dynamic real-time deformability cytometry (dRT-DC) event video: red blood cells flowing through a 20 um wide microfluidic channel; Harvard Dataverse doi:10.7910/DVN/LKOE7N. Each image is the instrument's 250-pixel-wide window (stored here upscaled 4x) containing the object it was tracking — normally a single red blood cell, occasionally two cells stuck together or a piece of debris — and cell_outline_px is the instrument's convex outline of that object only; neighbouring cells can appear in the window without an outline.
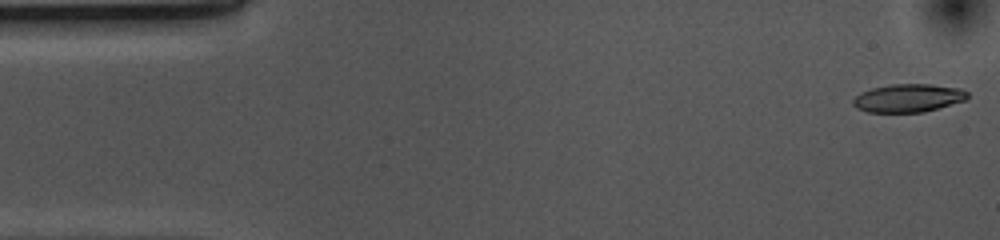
{"species": "common noctule bat (a hibernating species)", "species_latin": "Nyctalus noctula", "temperature_condition": "cold", "stored_images_in_passage": 53, "camera_frame_rate_fps": 3000, "um_per_image_px": 0.085, "animal": {"sex": "female", "body_mass_g": 10.0, "forearm_length_mm": 53.1}, "frame": {"image": 1, "passage_image": 1, "time_ms": 0.0, "image_size_px": [1000, 240], "cell_outline_px": [[968, 96], [964, 100], [924, 112], [868, 112], [856, 108], [852, 104], [852, 100], [860, 92], [872, 88], [892, 84], [928, 84], [960, 88], [968, 92]], "centroid_in_image_um": [77.16, 8.33], "position_along_channel_um": 7.8, "area_um2": 18.67}}
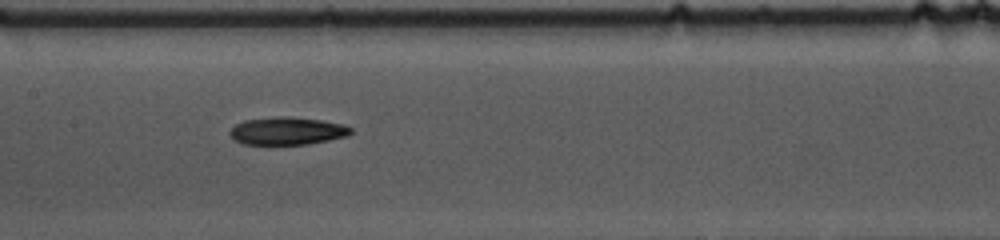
{"frame": {"image": 2, "passage_image": 24, "time_ms": 7.667, "image_size_px": [1000, 240], "cell_outline_px": [[352, 132], [348, 136], [308, 144], [244, 144], [232, 140], [228, 132], [236, 124], [244, 120], [320, 120], [344, 124], [352, 128]], "centroid_in_image_um": [24.42, 11.2], "position_along_channel_um": 183.0, "area_um2": 18.38}}
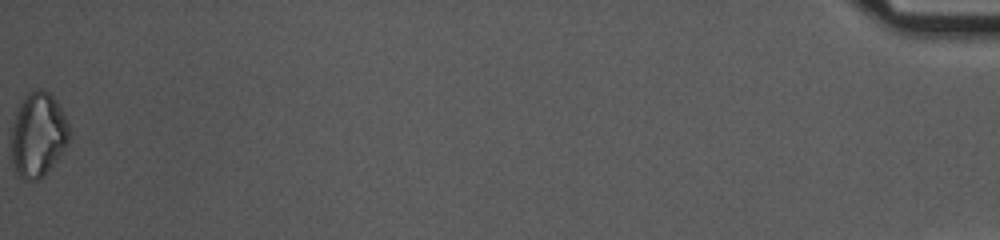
{"frame": {"image": 3, "passage_image": 53, "time_ms": 17.333, "image_size_px": [1000, 240], "cell_outline_px": [[72, 132], [68, 144], [44, 176], [36, 180], [24, 180], [16, 172], [12, 164], [12, 124], [16, 108], [20, 100], [32, 88], [40, 88], [48, 92], [56, 100]], "centroid_in_image_um": [3.23, 11.42], "position_along_channel_um": 432.0, "area_um2": 28.9}, "authors_computed_cell_mechanics": {"area_um2": 19.5364, "velocity_mm_per_s": 3.6916, "shape_relaxation_time_tau1_ms": 9.6669, "shape_relaxation_time_tau2_ms": null, "deformation_change_tau1": 0.1966, "deformation_change_tau2": null}}